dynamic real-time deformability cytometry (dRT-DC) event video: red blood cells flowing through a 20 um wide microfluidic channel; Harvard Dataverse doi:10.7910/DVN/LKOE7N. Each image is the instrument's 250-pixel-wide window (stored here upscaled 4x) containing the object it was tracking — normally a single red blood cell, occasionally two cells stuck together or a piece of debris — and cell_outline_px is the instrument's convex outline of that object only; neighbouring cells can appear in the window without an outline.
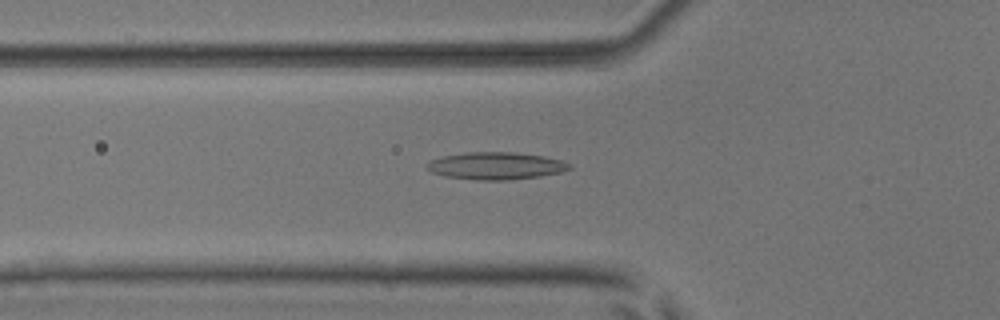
{"species": "common noctule bat (a hibernating species)", "species_latin": "Nyctalus noctula", "temperature_condition": "room temperature", "stored_images_in_passage": 49, "camera_frame_rate_fps": 3000, "um_per_image_px": 0.085, "animal": {"sex": "male", "body_mass_g": 17.9, "forearm_length_mm": 54.2}, "frame": {"image": 1, "passage_image": 16, "time_ms": 5.0, "image_size_px": [1000, 320], "cell_outline_px": [[572, 168], [560, 172], [540, 176], [508, 180], [476, 180], [444, 176], [432, 172], [424, 168], [424, 164], [428, 160], [444, 156], [468, 152], [512, 152], [544, 156], [560, 160], [572, 164]], "centroid_in_image_um": [42.1, 14.09], "position_along_channel_um": 83.7, "area_um2": 22.83}}
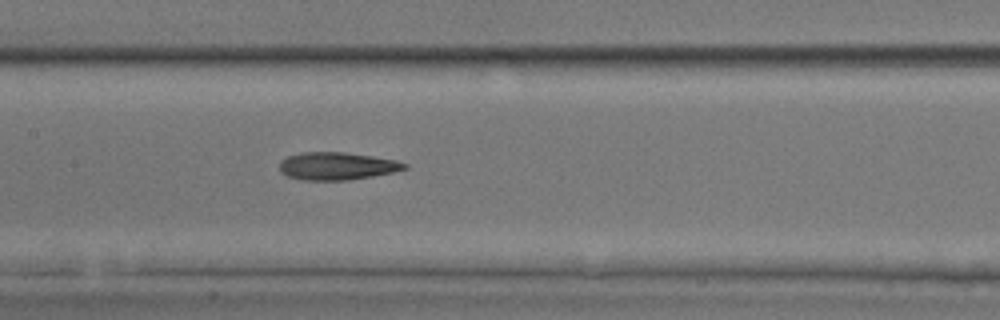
{"frame": {"image": 2, "passage_image": 23, "time_ms": 7.333, "image_size_px": [1000, 320], "cell_outline_px": [[408, 168], [392, 172], [372, 176], [348, 180], [304, 180], [288, 176], [280, 172], [280, 160], [288, 156], [300, 152], [344, 152], [372, 156], [396, 160], [408, 164]], "centroid_in_image_um": [28.63, 14.11], "position_along_channel_um": 178.8, "area_um2": 20.11}}
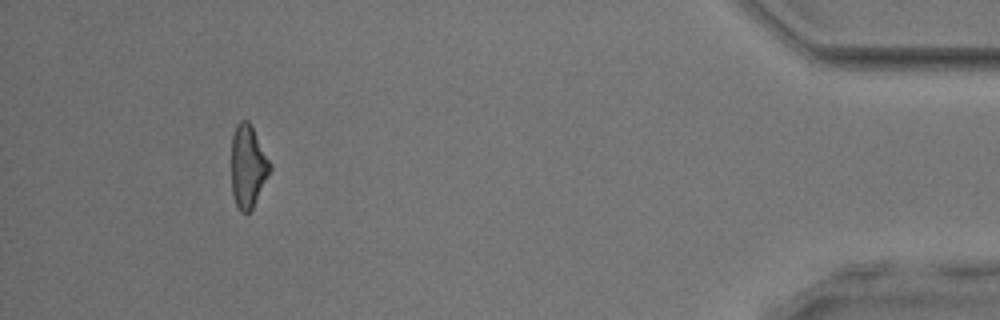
{"frame": {"image": 3, "passage_image": 45, "time_ms": 14.667, "image_size_px": [1000, 320], "cell_outline_px": [[272, 168], [252, 208], [248, 212], [240, 212], [236, 204], [232, 192], [232, 136], [236, 124], [240, 120], [248, 120], [272, 164]], "centroid_in_image_um": [21.07, 14.12], "position_along_channel_um": 414.1, "area_um2": 18.38}, "authors_computed_cell_mechanics": {"area_um2": 20.1722, "velocity_mm_per_s": 4.0643, "shape_relaxation_time_tau1_ms": null, "shape_relaxation_time_tau2_ms": 4.5814, "deformation_change_tau1": null, "deformation_change_tau2": 0.179}}